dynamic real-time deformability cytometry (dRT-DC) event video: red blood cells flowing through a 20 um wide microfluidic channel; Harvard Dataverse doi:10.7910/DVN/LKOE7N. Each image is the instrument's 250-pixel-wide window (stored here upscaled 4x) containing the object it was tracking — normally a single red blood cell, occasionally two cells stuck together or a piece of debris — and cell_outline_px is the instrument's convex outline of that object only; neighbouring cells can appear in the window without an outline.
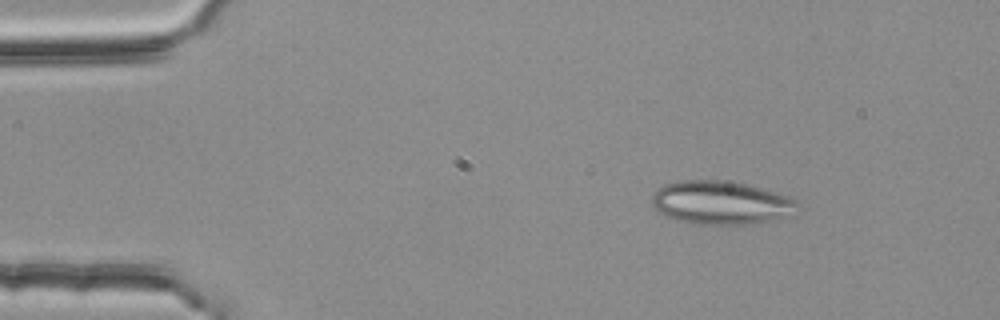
{"species": "common noctule bat (a hibernating species)", "species_latin": "Nyctalus noctula", "temperature_condition": "room temperature", "stored_images_in_passage": 3, "camera_frame_rate_fps": 3000, "um_per_image_px": 0.085, "animal": {"sex": "female", "body_mass_g": 25.1}, "frame": {"image": 1, "passage_image": 1, "time_ms": 0.0, "image_size_px": [1000, 320], "cell_outline_px": [[796, 204], [792, 216], [772, 220], [744, 224], [692, 224], [676, 220], [652, 208], [652, 192], [664, 184], [680, 180], [720, 180], [744, 184], [792, 196], [796, 200]], "centroid_in_image_um": [61.24, 17.23], "position_along_channel_um": 23.8, "area_um2": 36.88}}